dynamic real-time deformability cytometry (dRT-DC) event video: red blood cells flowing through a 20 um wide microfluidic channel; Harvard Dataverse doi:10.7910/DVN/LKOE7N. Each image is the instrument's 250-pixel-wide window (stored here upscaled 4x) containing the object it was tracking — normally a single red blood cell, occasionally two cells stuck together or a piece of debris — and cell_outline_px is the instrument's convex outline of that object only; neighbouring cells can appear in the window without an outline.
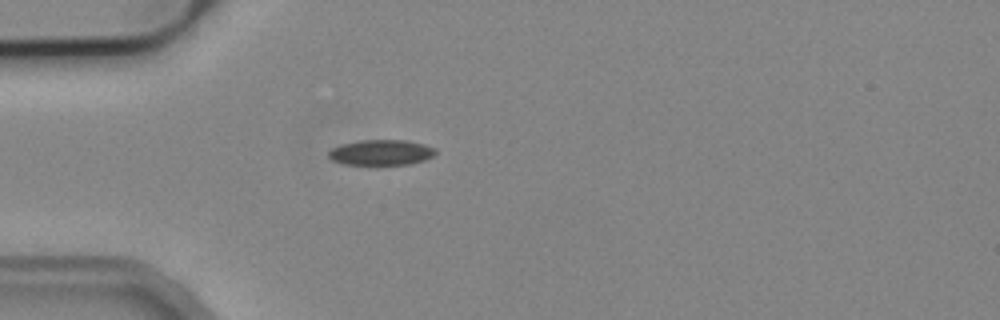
{"species": "common noctule bat (a hibernating species)", "species_latin": "Nyctalus noctula", "temperature_condition": "cold", "stored_images_in_passage": 1, "camera_frame_rate_fps": 3000, "um_per_image_px": 0.085, "animal": {"sex": "male", "body_mass_g": 19.2, "forearm_length_mm": 51.8}, "frame": {"image": 1, "passage_image": 1, "time_ms": 0.0, "image_size_px": [1000, 320], "cell_outline_px": [[436, 152], [432, 156], [424, 160], [408, 164], [344, 164], [332, 160], [328, 156], [328, 152], [332, 148], [344, 144], [360, 140], [408, 140], [424, 144], [436, 148]], "centroid_in_image_um": [32.41, 12.95], "position_along_channel_um": 52.6, "area_um2": 15.72}}